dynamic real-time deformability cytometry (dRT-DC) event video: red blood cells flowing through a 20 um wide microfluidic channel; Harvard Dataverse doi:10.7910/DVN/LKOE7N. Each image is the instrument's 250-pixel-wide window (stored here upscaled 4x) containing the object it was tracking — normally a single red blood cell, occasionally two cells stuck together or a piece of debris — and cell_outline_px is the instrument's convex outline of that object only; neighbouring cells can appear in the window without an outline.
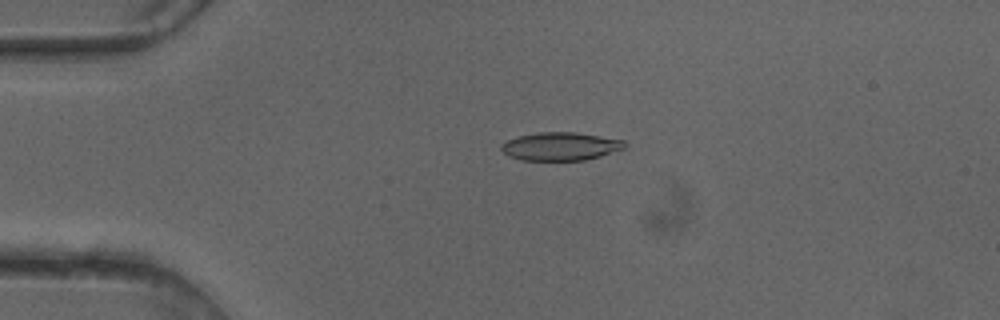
{"species": "common noctule bat (a hibernating species)", "species_latin": "Nyctalus noctula", "temperature_condition": "cold", "stored_images_in_passage": 50, "camera_frame_rate_fps": 3000, "um_per_image_px": 0.085, "animal": {"sex": "female"}, "frame": {"image": 1, "passage_image": 11, "time_ms": 3.333, "image_size_px": [1000, 320], "cell_outline_px": [[628, 144], [624, 148], [600, 156], [584, 160], [524, 160], [508, 156], [500, 148], [500, 144], [508, 140], [520, 136], [536, 132], [576, 132], [624, 140]], "centroid_in_image_um": [47.64, 12.43], "position_along_channel_um": 37.4, "area_um2": 20.17}}
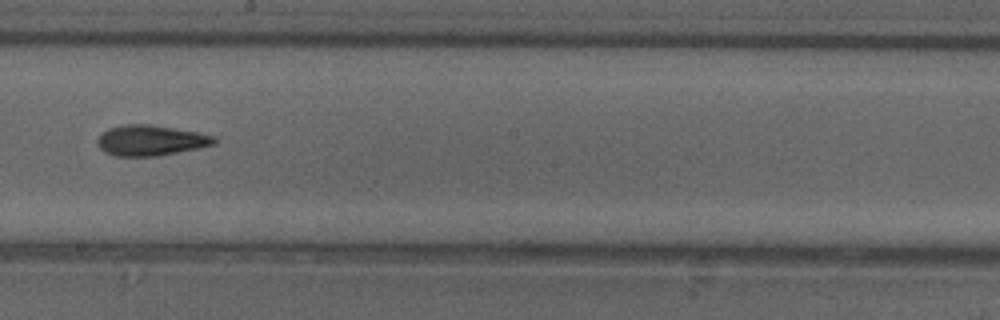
{"frame": {"image": 2, "passage_image": 28, "time_ms": 9.0, "image_size_px": [1000, 320], "cell_outline_px": [[216, 144], [200, 148], [156, 156], [116, 156], [104, 152], [100, 148], [96, 140], [108, 128], [124, 124], [148, 124], [200, 132], [216, 136]], "centroid_in_image_um": [12.84, 11.93], "position_along_channel_um": 235.4, "area_um2": 20.87}}
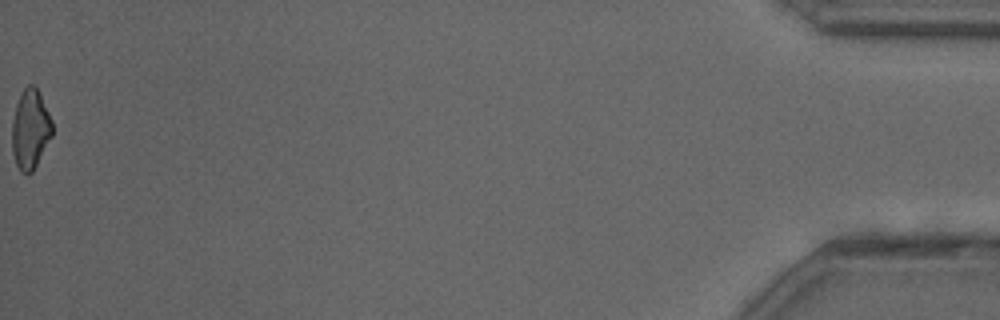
{"frame": {"image": 3, "passage_image": 50, "time_ms": 16.333, "image_size_px": [1000, 320], "cell_outline_px": [[52, 136], [32, 172], [28, 176], [20, 172], [16, 164], [12, 152], [12, 120], [16, 104], [20, 92], [28, 84], [36, 84], [40, 92], [52, 120]], "centroid_in_image_um": [2.57, 10.96], "position_along_channel_um": 432.6, "area_um2": 19.02}, "authors_computed_cell_mechanics": {"area_um2": 20.23, "velocity_mm_per_s": 4.1221, "shape_relaxation_time_tau1_ms": 5.899, "shape_relaxation_time_tau2_ms": 5.1233, "deformation_change_tau1": 0.1727, "deformation_change_tau2": 0.1564}}